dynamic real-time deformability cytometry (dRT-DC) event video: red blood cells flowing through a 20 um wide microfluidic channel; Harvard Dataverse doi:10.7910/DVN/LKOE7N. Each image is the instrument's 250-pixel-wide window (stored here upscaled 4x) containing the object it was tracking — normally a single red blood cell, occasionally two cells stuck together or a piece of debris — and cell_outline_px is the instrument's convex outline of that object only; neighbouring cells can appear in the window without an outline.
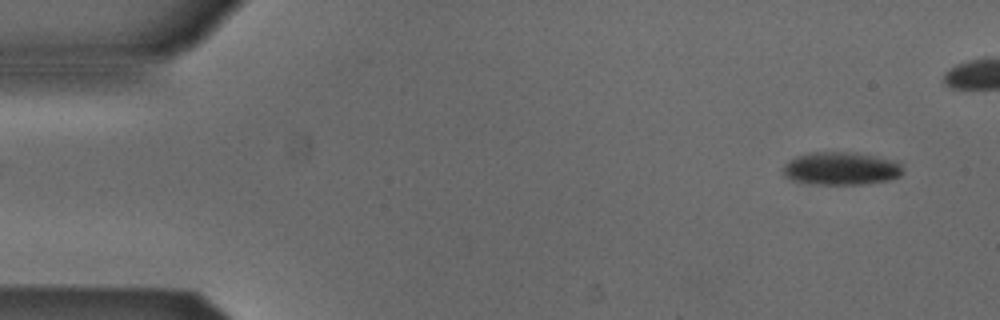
{"species": "Egyptian fruit bat (a non-hibernating species)", "species_latin": "Rousettus aegyptiacus", "temperature_condition": "cold", "stored_images_in_passage": 23, "camera_frame_rate_fps": 3000, "um_per_image_px": 0.085, "animal": {"sex": "male"}, "frame": {"image": 1, "passage_image": 1, "time_ms": 0.0, "image_size_px": [1000, 320], "cell_outline_px": [[904, 172], [900, 176], [888, 180], [860, 184], [816, 184], [792, 180], [784, 176], [780, 168], [788, 160], [796, 156], [808, 152], [856, 152], [896, 160], [904, 168]], "centroid_in_image_um": [71.47, 14.31], "position_along_channel_um": 13.5, "area_um2": 23.35}}
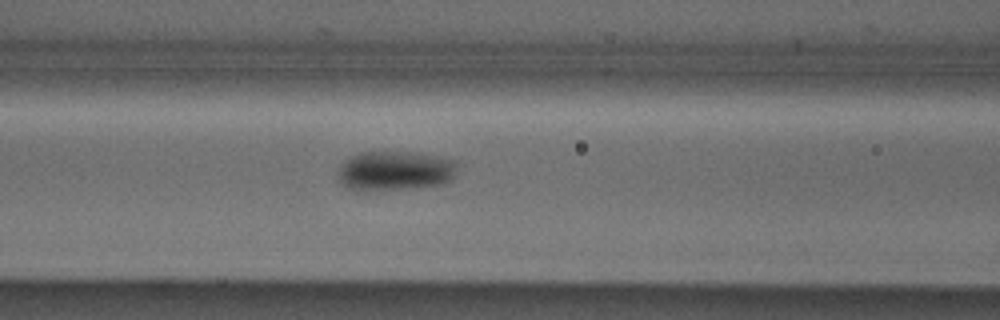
{"frame": {"image": 2, "passage_image": 19, "time_ms": 6.0, "image_size_px": [1000, 320], "cell_outline_px": [[456, 176], [452, 180], [440, 184], [416, 188], [364, 192], [348, 188], [340, 180], [340, 164], [344, 160], [360, 152], [412, 152], [456, 160]], "centroid_in_image_um": [33.59, 14.54], "position_along_channel_um": 133.0, "area_um2": 27.74}}
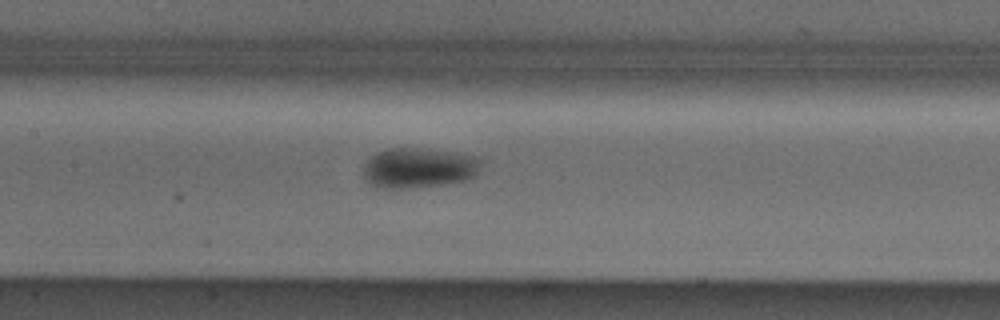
{"frame": {"image": 3, "passage_image": 22, "time_ms": 7.0, "image_size_px": [1000, 320], "cell_outline_px": [[484, 160], [476, 176], [464, 180], [440, 184], [408, 188], [384, 188], [372, 184], [364, 176], [364, 164], [376, 152], [388, 148], [420, 148], [480, 156]], "centroid_in_image_um": [35.64, 14.25], "position_along_channel_um": 171.8, "area_um2": 27.46}}